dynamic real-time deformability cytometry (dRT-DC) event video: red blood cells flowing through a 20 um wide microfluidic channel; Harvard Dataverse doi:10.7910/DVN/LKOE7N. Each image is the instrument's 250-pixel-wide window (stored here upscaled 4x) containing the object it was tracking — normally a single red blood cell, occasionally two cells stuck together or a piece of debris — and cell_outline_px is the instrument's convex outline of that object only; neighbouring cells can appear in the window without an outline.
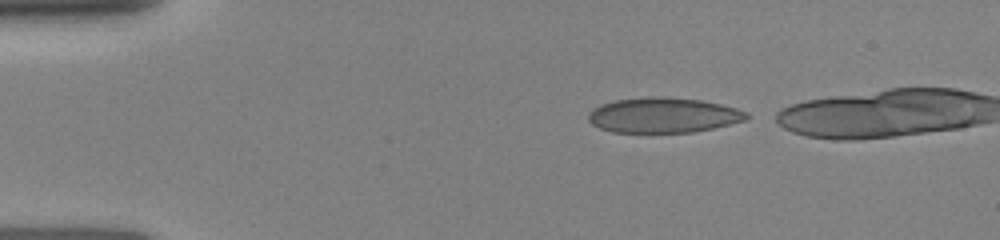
{"species": "human", "species_latin": "Homo sapiens", "temperature_condition": "room temperature", "stored_images_in_passage": 33, "camera_frame_rate_fps": 3000, "um_per_image_px": 0.085, "donor": {"sex": "female"}, "frame": {"image": 1, "passage_image": 1, "time_ms": 0.0, "image_size_px": [1000, 240], "cell_outline_px": [[748, 116], [744, 120], [712, 128], [692, 132], [612, 132], [600, 128], [592, 124], [588, 120], [588, 112], [592, 108], [600, 104], [616, 100], [648, 96], [664, 96], [700, 100], [720, 104], [736, 108], [748, 112]], "centroid_in_image_um": [56.33, 9.78], "position_along_channel_um": 28.7, "area_um2": 32.37}}
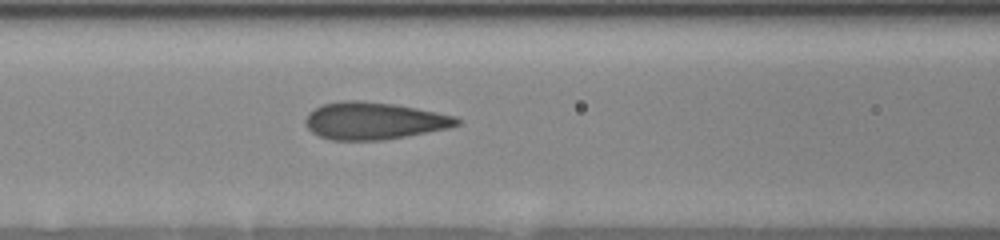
{"frame": {"image": 2, "passage_image": 21, "time_ms": 4.0, "image_size_px": [1000, 240], "cell_outline_px": [[460, 124], [448, 128], [384, 140], [332, 140], [320, 136], [312, 132], [304, 124], [304, 120], [308, 112], [320, 104], [340, 100], [356, 100], [392, 104], [416, 108], [456, 116], [460, 120]], "centroid_in_image_um": [31.73, 10.26], "position_along_channel_um": 134.9, "area_um2": 32.89}}
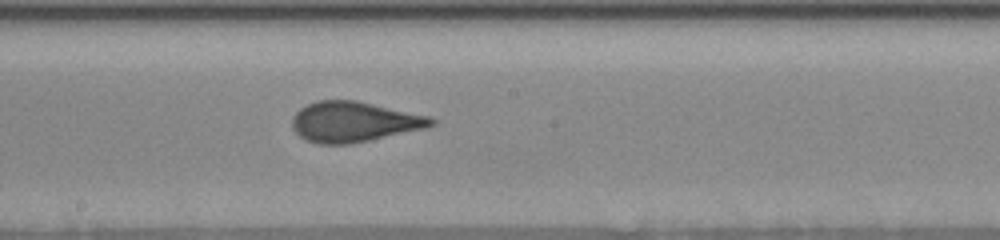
{"frame": {"image": 3, "passage_image": 33, "time_ms": 6.0, "image_size_px": [1000, 240], "cell_outline_px": [[436, 124], [424, 128], [352, 144], [320, 144], [308, 140], [300, 136], [292, 128], [292, 116], [300, 108], [316, 100], [356, 100], [428, 116], [436, 120]], "centroid_in_image_um": [30.05, 10.35], "position_along_channel_um": 218.1, "area_um2": 32.48}}